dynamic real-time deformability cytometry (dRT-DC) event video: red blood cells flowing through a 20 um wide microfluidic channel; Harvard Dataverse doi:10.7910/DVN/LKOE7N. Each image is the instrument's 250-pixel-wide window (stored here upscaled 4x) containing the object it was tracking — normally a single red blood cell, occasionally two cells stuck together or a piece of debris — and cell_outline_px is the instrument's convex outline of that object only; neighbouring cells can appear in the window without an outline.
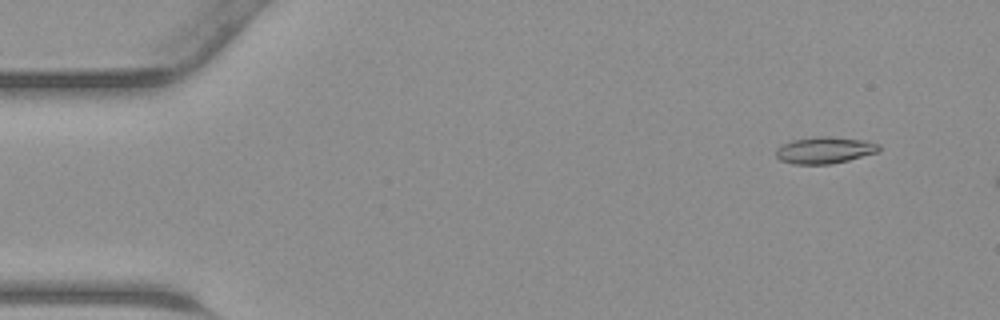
{"species": "common noctule bat (a hibernating species)", "species_latin": "Nyctalus noctula", "temperature_condition": "warm", "stored_images_in_passage": 9, "camera_frame_rate_fps": 3000, "um_per_image_px": 0.085, "animal": {"sex": "male", "body_mass_g": 23.1, "forearm_length_mm": 52.7}, "frame": {"image": 1, "passage_image": 4, "time_ms": 1.0, "image_size_px": [1000, 320], "cell_outline_px": [[880, 152], [848, 160], [828, 164], [792, 164], [780, 160], [776, 156], [776, 148], [780, 144], [792, 140], [816, 136], [824, 136], [864, 140], [880, 144]], "centroid_in_image_um": [70.08, 12.76], "position_along_channel_um": 14.9, "area_um2": 16.13}}